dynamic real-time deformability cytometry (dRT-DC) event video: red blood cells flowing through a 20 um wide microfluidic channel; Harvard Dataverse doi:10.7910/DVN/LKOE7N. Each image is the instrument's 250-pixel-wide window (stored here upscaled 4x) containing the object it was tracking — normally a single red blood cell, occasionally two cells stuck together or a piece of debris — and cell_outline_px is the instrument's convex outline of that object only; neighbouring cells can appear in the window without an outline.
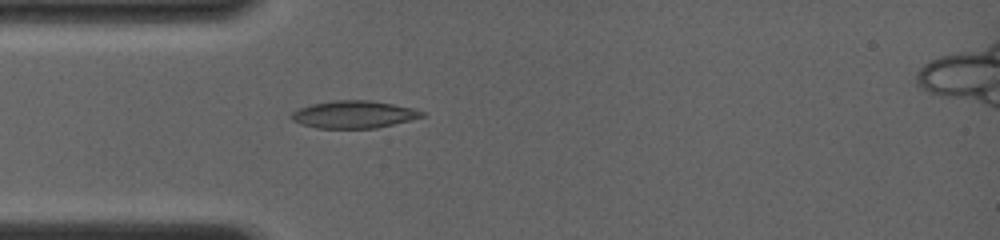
{"species": "common noctule bat (a hibernating species)", "species_latin": "Nyctalus noctula", "temperature_condition": "room temperature", "stored_images_in_passage": 9, "camera_frame_rate_fps": 4000, "um_per_image_px": 0.085, "animal": {"sex": "female", "body_mass_g": 19.0, "forearm_length_mm": 56.7}, "frame": {"image": 1, "passage_image": 4, "time_ms": 2.25, "image_size_px": [1000, 240], "cell_outline_px": [[424, 116], [376, 128], [316, 128], [300, 124], [292, 120], [288, 116], [292, 112], [300, 108], [312, 104], [332, 100], [372, 100], [416, 108], [424, 112]], "centroid_in_image_um": [30.05, 9.72], "position_along_channel_um": 55.0, "area_um2": 20.92}}
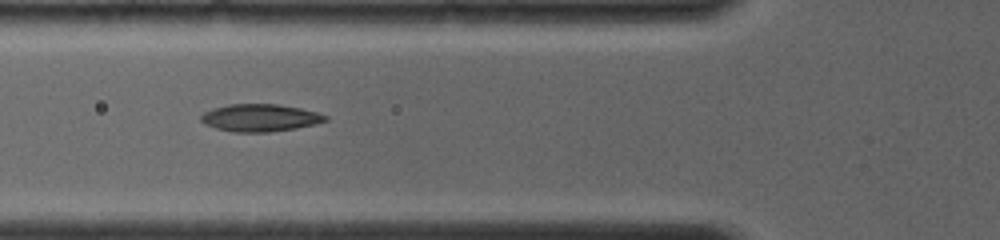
{"frame": {"image": 2, "passage_image": 6, "time_ms": 3.5, "image_size_px": [1000, 240], "cell_outline_px": [[328, 120], [316, 124], [296, 128], [268, 132], [232, 132], [216, 128], [204, 124], [200, 120], [200, 116], [204, 112], [212, 108], [228, 104], [276, 104], [300, 108], [316, 112], [328, 116]], "centroid_in_image_um": [22.08, 10.01], "position_along_channel_um": 103.7, "area_um2": 19.94}}
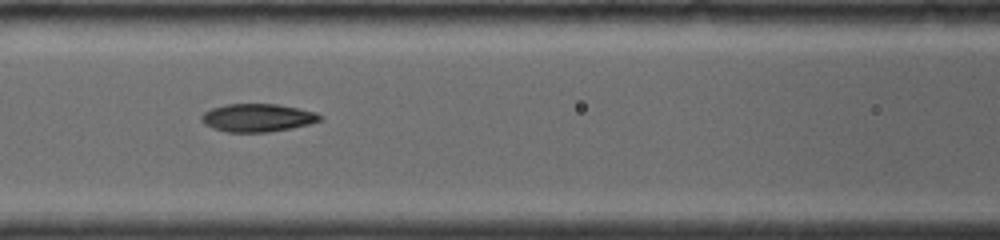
{"frame": {"image": 3, "passage_image": 8, "time_ms": 4.5, "image_size_px": [1000, 240], "cell_outline_px": [[324, 116], [320, 120], [308, 124], [292, 128], [268, 132], [228, 132], [212, 128], [204, 124], [200, 120], [200, 116], [204, 112], [212, 108], [228, 104], [276, 104], [316, 112]], "centroid_in_image_um": [21.87, 10.01], "position_along_channel_um": 144.7, "area_um2": 19.31}}